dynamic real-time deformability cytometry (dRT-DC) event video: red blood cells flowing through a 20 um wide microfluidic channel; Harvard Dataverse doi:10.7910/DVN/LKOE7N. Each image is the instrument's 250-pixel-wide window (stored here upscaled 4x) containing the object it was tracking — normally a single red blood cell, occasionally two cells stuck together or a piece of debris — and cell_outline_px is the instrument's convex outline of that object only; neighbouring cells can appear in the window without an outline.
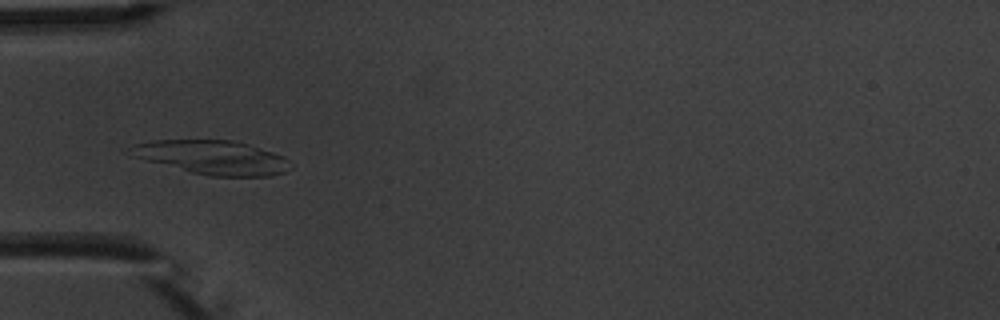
{"species": "common noctule bat (a hibernating species)", "species_latin": "Nyctalus noctula", "temperature_condition": "warm", "stored_images_in_passage": 6, "camera_frame_rate_fps": 3000, "um_per_image_px": 0.085, "animal": {"sex": "male", "body_mass_g": 20.1, "forearm_length_mm": 53.5}, "frame": {"image": 1, "passage_image": 4, "time_ms": 3.333, "image_size_px": [1000, 320], "cell_outline_px": [[292, 168], [284, 172], [272, 176], [208, 176], [144, 160], [132, 156], [136, 144], [152, 140], [232, 140], [248, 144], [284, 156], [288, 160]], "centroid_in_image_um": [18.13, 13.38], "position_along_channel_um": 66.9, "area_um2": 31.27}}
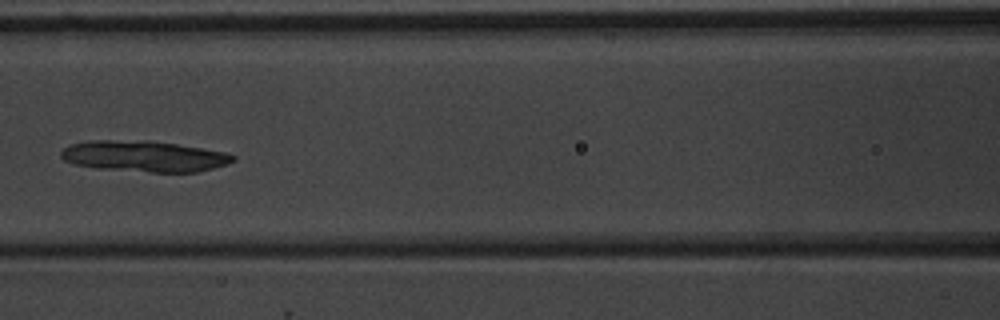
{"frame": {"image": 2, "passage_image": 6, "time_ms": 5.667, "image_size_px": [1000, 320], "cell_outline_px": [[236, 160], [228, 164], [196, 172], [152, 172], [96, 168], [76, 164], [64, 160], [60, 156], [60, 152], [64, 148], [72, 144], [92, 140], [148, 140], [176, 144], [224, 152], [236, 156]], "centroid_in_image_um": [12.25, 13.28], "position_along_channel_um": 154.3, "area_um2": 30.92}}